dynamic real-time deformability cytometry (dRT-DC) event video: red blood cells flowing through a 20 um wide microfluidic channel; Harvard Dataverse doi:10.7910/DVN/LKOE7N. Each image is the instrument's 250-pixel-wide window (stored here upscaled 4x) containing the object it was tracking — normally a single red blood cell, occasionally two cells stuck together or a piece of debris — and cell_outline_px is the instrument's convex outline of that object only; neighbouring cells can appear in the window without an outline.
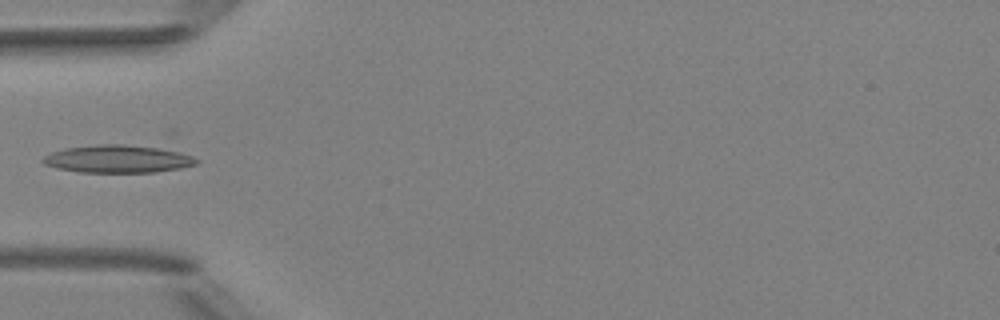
{"species": "Egyptian fruit bat (a non-hibernating species)", "species_latin": "Rousettus aegyptiacus", "temperature_condition": "room temperature", "stored_images_in_passage": 3, "camera_frame_rate_fps": 3000, "um_per_image_px": 0.085, "animal": {"sex": "female"}, "frame": {"image": 1, "passage_image": 2, "time_ms": 1.333, "image_size_px": [1000, 320], "cell_outline_px": [[200, 160], [196, 164], [180, 168], [156, 172], [80, 172], [56, 168], [44, 164], [40, 160], [44, 156], [52, 152], [64, 148], [100, 144], [124, 144], [172, 148], [192, 156]], "centroid_in_image_um": [10.06, 13.49], "position_along_channel_um": 74.9, "area_um2": 25.2}}
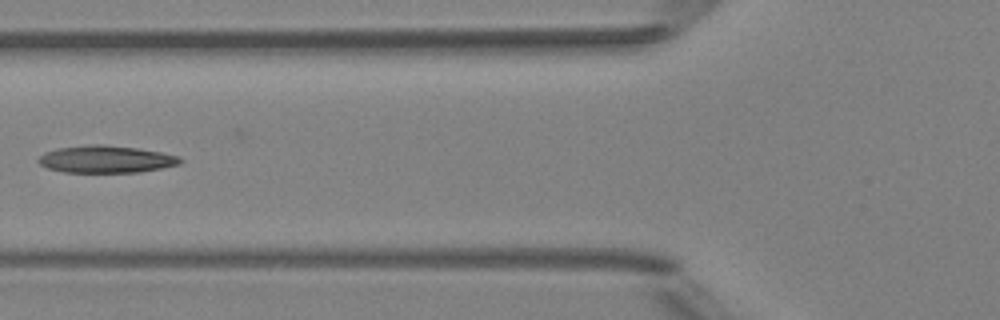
{"frame": {"image": 2, "passage_image": 3, "time_ms": 2.333, "image_size_px": [1000, 320], "cell_outline_px": [[184, 160], [180, 164], [140, 172], [64, 172], [48, 168], [40, 164], [36, 160], [44, 152], [56, 148], [92, 144], [100, 144], [136, 148], [160, 152], [180, 156]], "centroid_in_image_um": [9.0, 13.53], "position_along_channel_um": 116.8, "area_um2": 22.48}}